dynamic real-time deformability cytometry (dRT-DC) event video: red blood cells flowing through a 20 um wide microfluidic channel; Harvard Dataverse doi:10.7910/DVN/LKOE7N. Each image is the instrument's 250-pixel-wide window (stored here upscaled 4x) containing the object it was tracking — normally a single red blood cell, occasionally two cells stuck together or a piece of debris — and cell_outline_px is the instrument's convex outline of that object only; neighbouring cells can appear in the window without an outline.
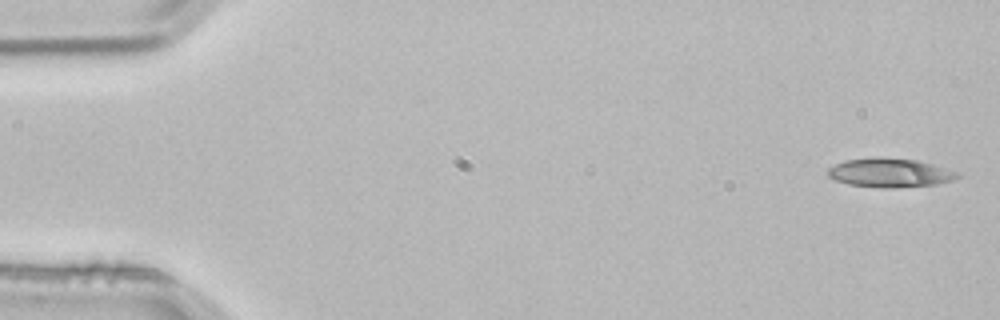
{"species": "common noctule bat (a hibernating species)", "species_latin": "Nyctalus noctula", "temperature_condition": "room temperature", "stored_images_in_passage": 4, "camera_frame_rate_fps": 3000, "um_per_image_px": 0.085, "animal": {"sex": "male", "body_mass_g": 21.5, "forearm_length_mm": 52.0}, "frame": {"image": 1, "passage_image": 1, "time_ms": 0.0, "image_size_px": [1000, 320], "cell_outline_px": [[960, 176], [952, 180], [936, 184], [896, 188], [884, 188], [848, 184], [836, 180], [828, 176], [828, 168], [844, 160], [916, 160], [932, 164], [956, 172]], "centroid_in_image_um": [75.64, 14.74], "position_along_channel_um": 9.4, "area_um2": 20.75}}
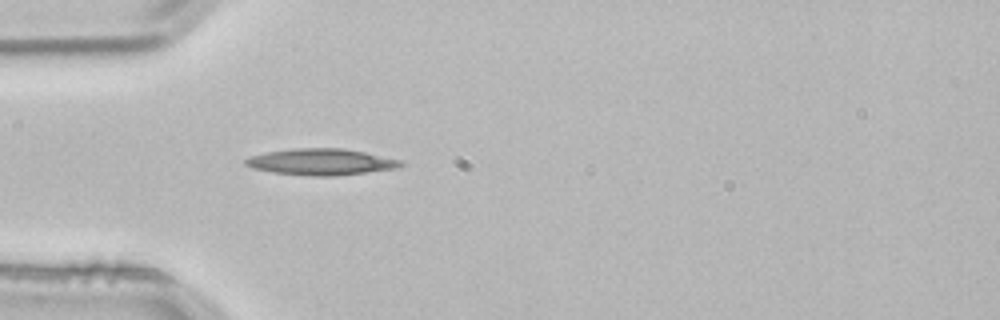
{"frame": {"image": 2, "passage_image": 4, "time_ms": 1.0, "image_size_px": [1000, 320], "cell_outline_px": [[404, 164], [396, 168], [336, 176], [312, 176], [276, 172], [252, 168], [244, 164], [244, 160], [248, 156], [268, 152], [296, 148], [340, 148], [364, 152], [400, 160]], "centroid_in_image_um": [27.26, 13.76], "position_along_channel_um": 57.7, "area_um2": 23.52}}